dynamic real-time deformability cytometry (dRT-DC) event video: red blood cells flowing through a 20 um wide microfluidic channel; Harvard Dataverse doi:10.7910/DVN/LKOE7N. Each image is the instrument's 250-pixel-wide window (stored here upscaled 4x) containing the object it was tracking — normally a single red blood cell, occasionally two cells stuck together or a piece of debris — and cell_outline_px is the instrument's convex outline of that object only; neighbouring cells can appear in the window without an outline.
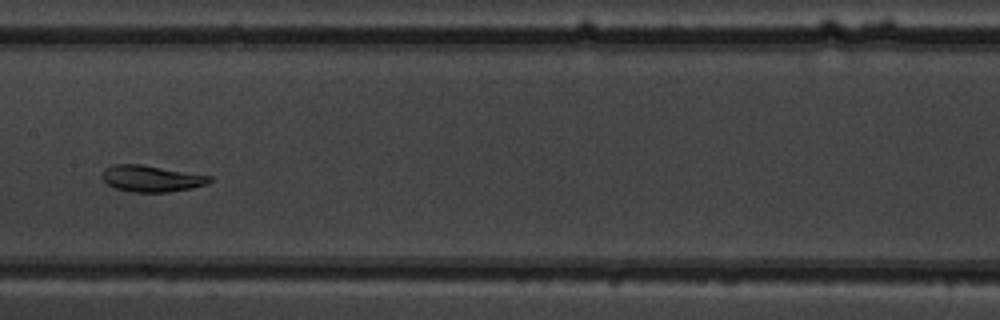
{"species": "common noctule bat (a hibernating species)", "species_latin": "Nyctalus noctula", "temperature_condition": "warm", "stored_images_in_passage": 6, "camera_frame_rate_fps": 3000, "um_per_image_px": 0.085, "animal": {"sex": "male", "body_mass_g": 19.5, "forearm_length_mm": 54.6}, "frame": {"image": 1, "passage_image": 6, "time_ms": 6.667, "image_size_px": [1000, 320], "cell_outline_px": [[212, 180], [208, 184], [192, 188], [168, 192], [132, 192], [116, 188], [108, 184], [100, 176], [104, 168], [112, 164], [140, 164], [212, 176]], "centroid_in_image_um": [12.86, 15.17], "position_along_channel_um": 194.5, "area_um2": 16.59}}